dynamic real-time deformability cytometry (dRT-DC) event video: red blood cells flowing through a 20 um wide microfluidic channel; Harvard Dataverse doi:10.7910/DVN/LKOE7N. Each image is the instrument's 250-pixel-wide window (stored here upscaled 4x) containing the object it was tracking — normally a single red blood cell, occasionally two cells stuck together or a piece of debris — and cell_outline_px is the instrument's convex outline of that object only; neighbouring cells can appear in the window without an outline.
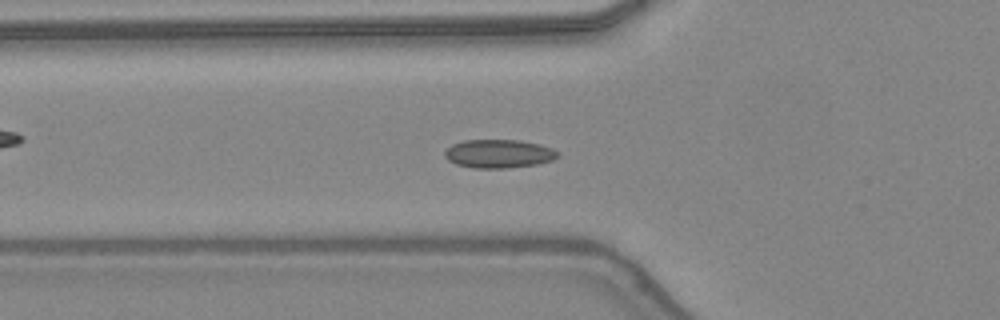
{"species": "common noctule bat (a hibernating species)", "species_latin": "Nyctalus noctula", "temperature_condition": "warm", "stored_images_in_passage": 47, "camera_frame_rate_fps": 3000, "um_per_image_px": 0.085, "animal": {"sex": "female", "body_mass_g": 24.6, "forearm_length_mm": 56.2}, "frame": {"image": 1, "passage_image": 17, "time_ms": 5.333, "image_size_px": [1000, 320], "cell_outline_px": [[560, 156], [552, 160], [536, 164], [508, 168], [472, 168], [456, 164], [448, 160], [444, 156], [444, 152], [452, 144], [464, 140], [520, 140], [540, 144], [552, 148], [560, 152]], "centroid_in_image_um": [42.41, 13.06], "position_along_channel_um": 83.4, "area_um2": 18.9}}
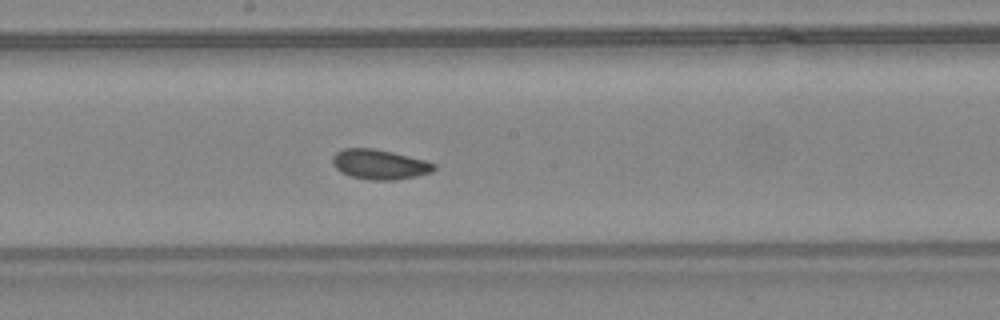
{"frame": {"image": 2, "passage_image": 26, "time_ms": 8.333, "image_size_px": [1000, 320], "cell_outline_px": [[436, 168], [432, 172], [416, 176], [396, 180], [368, 180], [352, 176], [340, 172], [332, 164], [332, 156], [336, 152], [344, 148], [372, 148], [392, 152], [428, 160], [436, 164]], "centroid_in_image_um": [32.28, 13.97], "position_along_channel_um": 215.9, "area_um2": 17.86}}
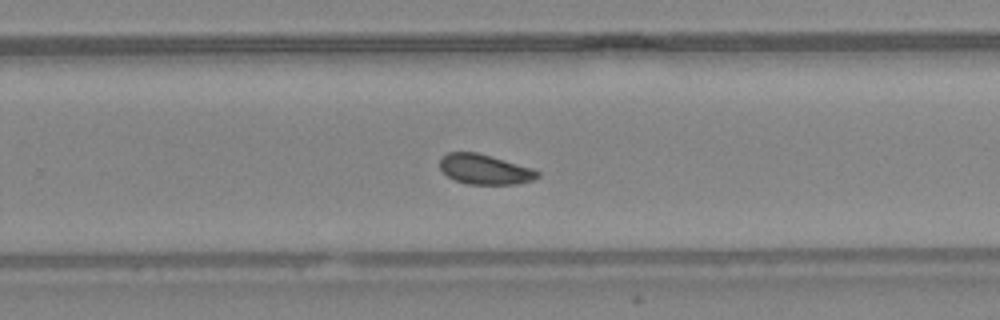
{"frame": {"image": 3, "passage_image": 31, "time_ms": 10.0, "image_size_px": [1000, 320], "cell_outline_px": [[540, 176], [532, 180], [516, 184], [468, 184], [456, 180], [448, 176], [440, 168], [440, 156], [448, 152], [476, 152], [532, 168], [540, 172]], "centroid_in_image_um": [41.19, 14.39], "position_along_channel_um": 288.6, "area_um2": 16.94}, "authors_computed_cell_mechanics": {"area_um2": 17.5134, "velocity_mm_per_s": 4.3964, "shape_relaxation_time_tau1_ms": 3.2956, "shape_relaxation_time_tau2_ms": null, "deformation_change_tau1": 0.0557, "deformation_change_tau2": null}}